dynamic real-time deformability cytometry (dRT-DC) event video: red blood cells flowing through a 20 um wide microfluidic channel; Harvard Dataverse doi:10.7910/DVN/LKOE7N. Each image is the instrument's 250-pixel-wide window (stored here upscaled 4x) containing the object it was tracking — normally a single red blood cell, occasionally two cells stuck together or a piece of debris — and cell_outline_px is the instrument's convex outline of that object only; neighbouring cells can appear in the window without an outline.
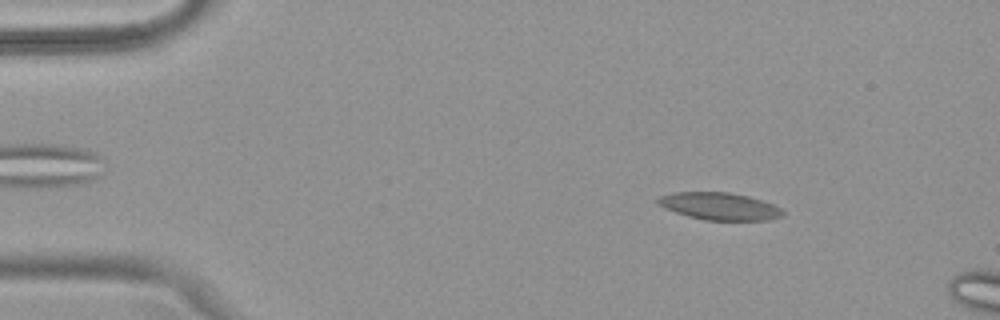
{"species": "common noctule bat (a hibernating species)", "species_latin": "Nyctalus noctula", "temperature_condition": "warm", "stored_images_in_passage": 11, "camera_frame_rate_fps": 3000, "um_per_image_px": 0.085, "animal": {"sex": "female", "body_mass_g": 18.4}, "frame": {"image": 1, "passage_image": 7, "time_ms": 2.0, "image_size_px": [1000, 320], "cell_outline_px": [[784, 216], [768, 220], [704, 220], [688, 216], [664, 208], [656, 204], [656, 200], [660, 196], [676, 192], [728, 192], [748, 196], [772, 204], [780, 208], [784, 212]], "centroid_in_image_um": [61.14, 17.53], "position_along_channel_um": 23.9, "area_um2": 19.83}}